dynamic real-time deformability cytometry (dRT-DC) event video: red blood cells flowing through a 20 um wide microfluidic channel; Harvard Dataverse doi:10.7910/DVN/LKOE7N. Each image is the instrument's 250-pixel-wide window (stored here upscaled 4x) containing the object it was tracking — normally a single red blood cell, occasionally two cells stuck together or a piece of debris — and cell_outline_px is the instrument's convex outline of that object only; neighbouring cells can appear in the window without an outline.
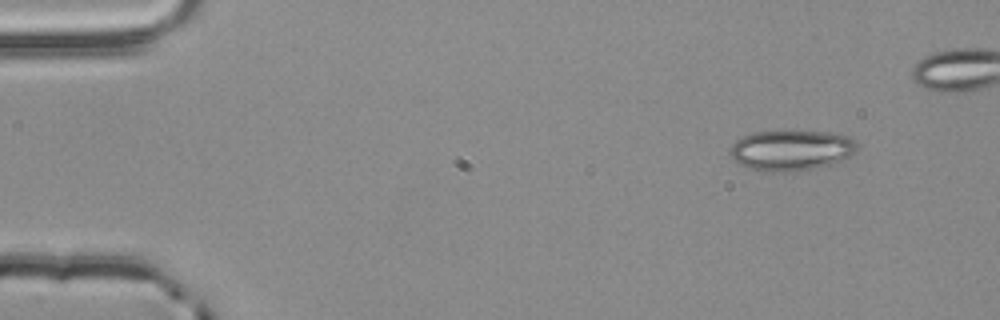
{"species": "common noctule bat (a hibernating species)", "species_latin": "Nyctalus noctula", "temperature_condition": "room temperature", "stored_images_in_passage": 4, "camera_frame_rate_fps": 3000, "um_per_image_px": 0.085, "animal": {"sex": "male", "body_mass_g": 20.4}, "frame": {"image": 1, "passage_image": 1, "time_ms": 0.0, "image_size_px": [1000, 320], "cell_outline_px": [[856, 152], [840, 160], [816, 168], [792, 172], [772, 172], [748, 168], [740, 164], [728, 152], [728, 148], [736, 140], [752, 132], [832, 132], [848, 136], [856, 140]], "centroid_in_image_um": [67.24, 12.78], "position_along_channel_um": 17.8, "area_um2": 29.77}}